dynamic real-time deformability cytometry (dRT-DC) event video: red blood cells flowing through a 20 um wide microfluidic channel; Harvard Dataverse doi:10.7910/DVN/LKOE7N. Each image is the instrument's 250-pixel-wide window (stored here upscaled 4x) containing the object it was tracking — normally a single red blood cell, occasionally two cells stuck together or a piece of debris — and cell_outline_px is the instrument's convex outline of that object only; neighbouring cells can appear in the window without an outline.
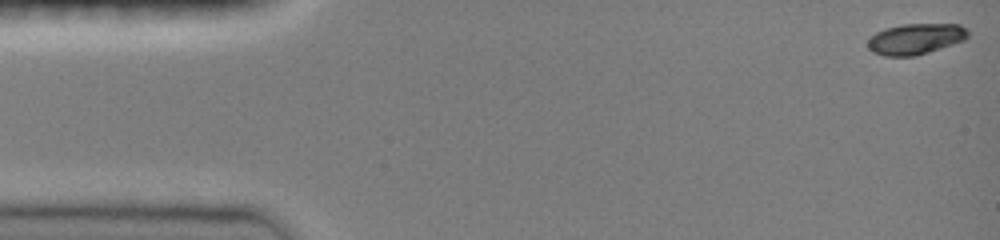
{"species": "common noctule bat (a hibernating species)", "species_latin": "Nyctalus noctula", "temperature_condition": "room temperature", "stored_images_in_passage": 46, "camera_frame_rate_fps": 3000, "um_per_image_px": 0.085, "animal": {"sex": "female", "body_mass_g": 19.0, "forearm_length_mm": 51.5}, "frame": {"image": 1, "passage_image": 1, "time_ms": 0.0, "image_size_px": [1000, 240], "cell_outline_px": [[968, 36], [964, 40], [916, 56], [884, 56], [872, 52], [868, 48], [868, 40], [876, 32], [884, 28], [904, 24], [960, 24], [968, 28]], "centroid_in_image_um": [77.82, 3.3], "position_along_channel_um": 7.2, "area_um2": 18.03}}
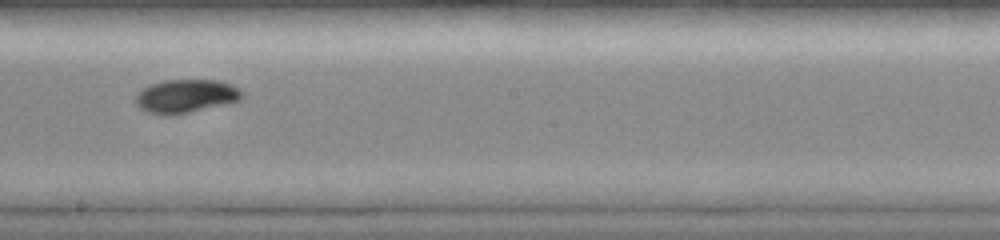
{"frame": {"image": 2, "passage_image": 27, "time_ms": 8.667, "image_size_px": [1000, 240], "cell_outline_px": [[244, 96], [240, 100], [172, 116], [164, 116], [148, 112], [140, 108], [136, 104], [136, 96], [144, 88], [152, 84], [164, 80], [216, 80], [232, 84], [244, 92]], "centroid_in_image_um": [15.81, 8.17], "position_along_channel_um": 232.4, "area_um2": 20.63}}
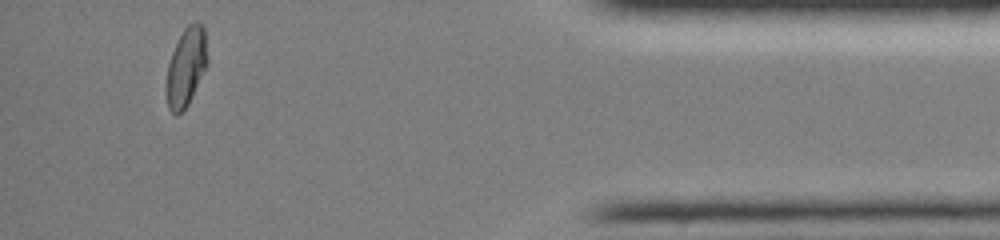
{"frame": {"image": 3, "passage_image": 44, "time_ms": 14.333, "image_size_px": [1000, 240], "cell_outline_px": [[208, 64], [188, 104], [176, 116], [168, 108], [164, 88], [168, 64], [172, 52], [184, 28], [188, 24], [196, 20], [204, 28], [208, 56]], "centroid_in_image_um": [15.81, 5.7], "position_along_channel_um": 419.4, "area_um2": 19.02}, "authors_computed_cell_mechanics": {"area_um2": 19.1029, "velocity_mm_per_s": 4.0268, "shape_relaxation_time_tau1_ms": 4.0425, "shape_relaxation_time_tau2_ms": 3.8837, "deformation_change_tau1": 0.146, "deformation_change_tau2": 0.0435}}